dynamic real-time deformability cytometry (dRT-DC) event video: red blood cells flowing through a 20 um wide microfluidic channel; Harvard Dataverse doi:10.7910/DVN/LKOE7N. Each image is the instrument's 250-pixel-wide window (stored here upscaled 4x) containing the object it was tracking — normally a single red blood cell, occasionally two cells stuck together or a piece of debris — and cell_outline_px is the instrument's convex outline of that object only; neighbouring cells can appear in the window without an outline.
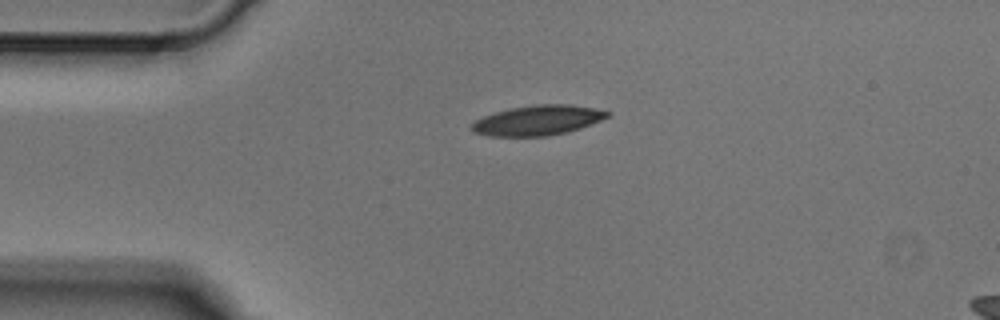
{"species": "Egyptian fruit bat (a non-hibernating species)", "species_latin": "Rousettus aegyptiacus", "temperature_condition": "cold", "stored_images_in_passage": 3, "segment_of_instrument_passage": [1, 2], "camera_frame_rate_fps": 3000, "um_per_image_px": 0.085, "animal": {"sex": "male"}, "frame": {"image": 1, "passage_image": 1, "time_ms": 0.0, "image_size_px": [1000, 320], "cell_outline_px": [[612, 116], [580, 128], [548, 136], [488, 136], [476, 132], [472, 128], [472, 124], [476, 120], [484, 116], [508, 108], [536, 104], [568, 104], [592, 108], [612, 112]], "centroid_in_image_um": [45.74, 10.22], "position_along_channel_um": 39.3, "area_um2": 23.52}}